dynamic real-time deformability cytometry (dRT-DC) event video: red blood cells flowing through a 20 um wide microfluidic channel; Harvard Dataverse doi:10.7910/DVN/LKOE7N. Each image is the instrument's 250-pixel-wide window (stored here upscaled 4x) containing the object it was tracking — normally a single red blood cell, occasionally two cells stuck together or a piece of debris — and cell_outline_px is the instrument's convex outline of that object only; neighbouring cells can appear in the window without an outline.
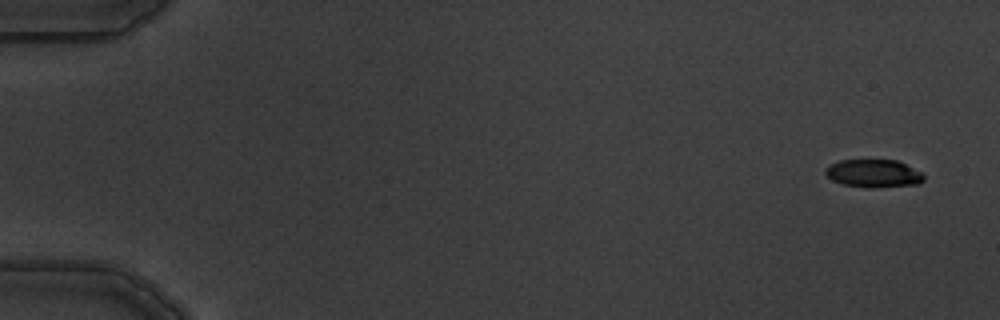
{"species": "common noctule bat (a hibernating species)", "species_latin": "Nyctalus noctula", "temperature_condition": "warm", "stored_images_in_passage": 4, "camera_frame_rate_fps": 3000, "um_per_image_px": 0.085, "animal": {"sex": "male", "body_mass_g": 19.5, "forearm_length_mm": 54.6}, "frame": {"image": 1, "passage_image": 1, "time_ms": 0.0, "image_size_px": [1000, 320], "cell_outline_px": [[924, 180], [920, 184], [844, 184], [832, 180], [824, 172], [824, 168], [840, 160], [896, 160], [924, 172]], "centroid_in_image_um": [74.27, 14.67], "position_along_channel_um": 10.7, "area_um2": 14.97}}